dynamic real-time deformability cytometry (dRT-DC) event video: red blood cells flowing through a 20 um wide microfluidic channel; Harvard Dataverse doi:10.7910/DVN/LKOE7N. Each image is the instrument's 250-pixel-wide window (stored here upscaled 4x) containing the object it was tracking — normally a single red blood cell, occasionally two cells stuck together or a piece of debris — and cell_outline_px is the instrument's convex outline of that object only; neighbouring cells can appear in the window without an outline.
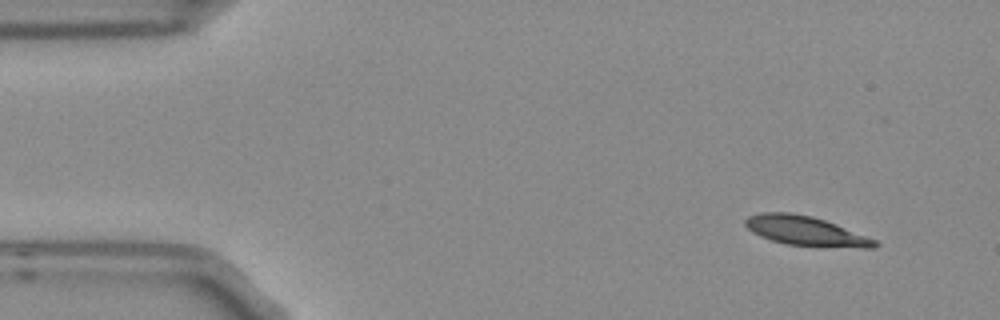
{"species": "Egyptian fruit bat (a non-hibernating species)", "species_latin": "Rousettus aegyptiacus", "temperature_condition": "room temperature", "stored_images_in_passage": 4, "camera_frame_rate_fps": 3000, "um_per_image_px": 0.085, "frame": {"image": 1, "passage_image": 1, "time_ms": 0.0, "image_size_px": [1000, 320], "cell_outline_px": [[880, 244], [876, 248], [860, 248], [788, 244], [772, 240], [760, 236], [752, 232], [744, 224], [744, 220], [748, 216], [760, 212], [792, 212], [812, 216], [836, 224], [876, 240]], "centroid_in_image_um": [68.47, 19.62], "position_along_channel_um": 16.5, "area_um2": 22.08}}